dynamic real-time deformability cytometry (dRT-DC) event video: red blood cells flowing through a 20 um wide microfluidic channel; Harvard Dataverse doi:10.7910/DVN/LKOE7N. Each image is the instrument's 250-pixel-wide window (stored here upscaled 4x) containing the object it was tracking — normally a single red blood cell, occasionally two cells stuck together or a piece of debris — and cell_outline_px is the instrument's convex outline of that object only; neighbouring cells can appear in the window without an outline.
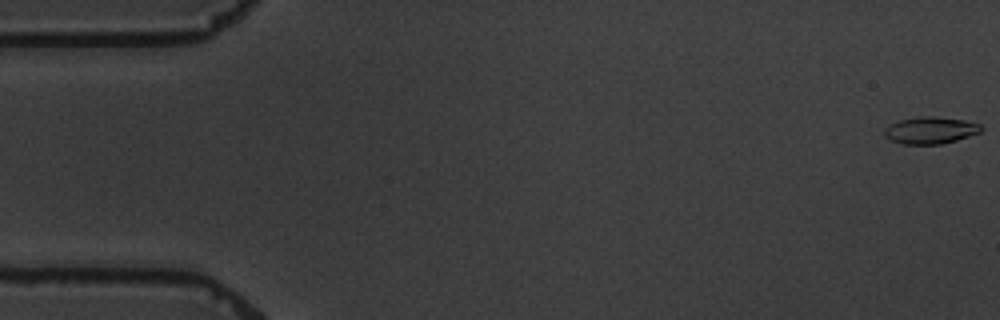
{"species": "common noctule bat (a hibernating species)", "species_latin": "Nyctalus noctula", "temperature_condition": "warm", "stored_images_in_passage": 6, "camera_frame_rate_fps": 3000, "um_per_image_px": 0.085, "animal": {"sex": "male", "body_mass_g": 19.5, "forearm_length_mm": 54.6}, "frame": {"image": 1, "passage_image": 1, "time_ms": 0.0, "image_size_px": [1000, 320], "cell_outline_px": [[984, 128], [980, 132], [956, 140], [940, 144], [904, 144], [892, 140], [884, 136], [884, 128], [900, 120], [920, 116], [936, 116], [964, 120], [980, 124]], "centroid_in_image_um": [79.1, 11.07], "position_along_channel_um": 5.9, "area_um2": 15.09}}
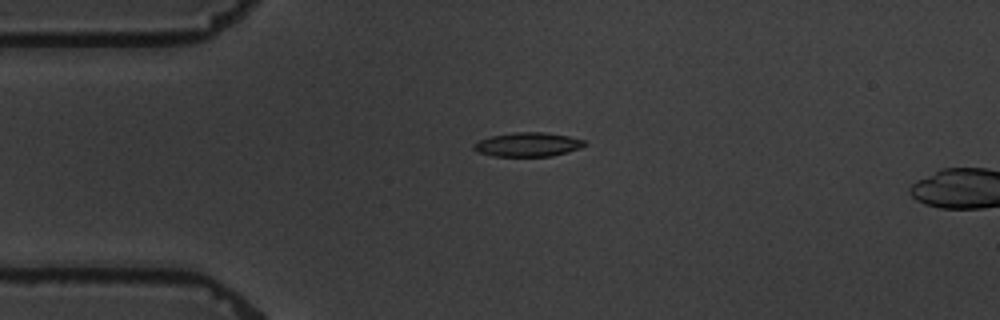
{"frame": {"image": 2, "passage_image": 5, "time_ms": 4.333, "image_size_px": [1000, 320], "cell_outline_px": [[588, 144], [580, 148], [568, 152], [552, 156], [492, 156], [476, 152], [472, 148], [472, 144], [480, 140], [492, 136], [512, 132], [544, 132], [568, 136], [584, 140]], "centroid_in_image_um": [44.85, 12.29], "position_along_channel_um": 40.1, "area_um2": 15.66}}